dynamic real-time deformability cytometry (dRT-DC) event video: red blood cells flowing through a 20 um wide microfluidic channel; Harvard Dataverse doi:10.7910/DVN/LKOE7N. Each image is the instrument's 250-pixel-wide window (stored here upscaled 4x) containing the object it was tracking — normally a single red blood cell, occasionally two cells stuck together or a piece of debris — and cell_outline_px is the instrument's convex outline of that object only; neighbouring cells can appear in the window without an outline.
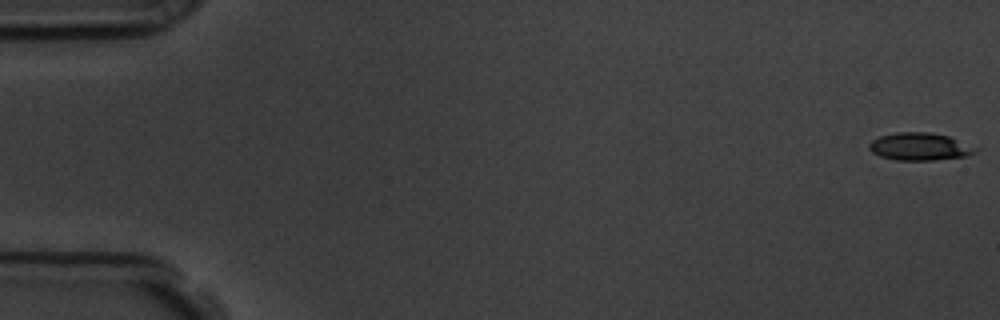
{"species": "common noctule bat (a hibernating species)", "species_latin": "Nyctalus noctula", "temperature_condition": "room temperature", "stored_images_in_passage": 57, "camera_frame_rate_fps": 3000, "um_per_image_px": 0.085, "animal": {"sex": "male", "body_mass_g": 19.5, "forearm_length_mm": 54.6}, "frame": {"image": 1, "passage_image": 1, "time_ms": 0.0, "image_size_px": [1000, 320], "cell_outline_px": [[980, 148], [976, 152], [968, 156], [936, 160], [896, 160], [880, 156], [872, 152], [868, 148], [868, 144], [872, 140], [880, 136], [896, 132], [928, 132], [948, 136]], "centroid_in_image_um": [78.19, 12.46], "position_along_channel_um": 6.8, "area_um2": 17.22}}
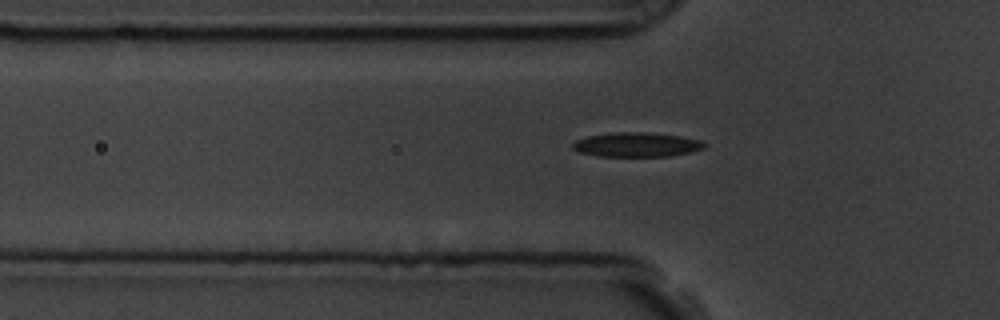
{"frame": {"image": 2, "passage_image": 19, "time_ms": 6.0, "image_size_px": [1000, 320], "cell_outline_px": [[708, 144], [704, 148], [688, 152], [668, 156], [600, 156], [580, 152], [572, 148], [572, 144], [576, 140], [588, 136], [616, 132], [648, 132], [680, 136], [700, 140]], "centroid_in_image_um": [54.12, 12.29], "position_along_channel_um": 71.7, "area_um2": 18.55}}
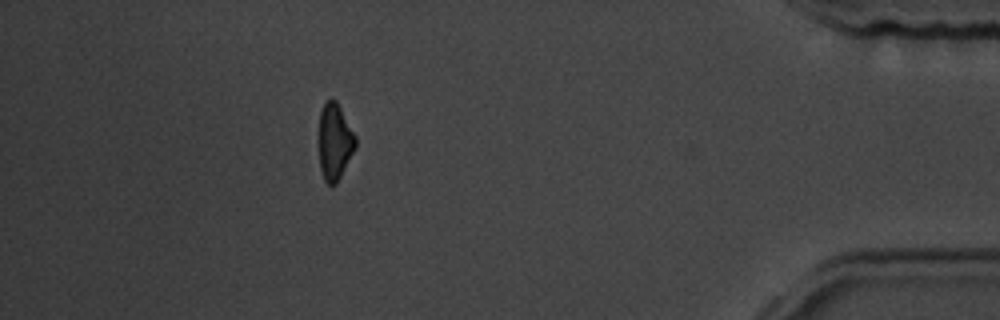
{"frame": {"image": 3, "passage_image": 51, "time_ms": 16.667, "image_size_px": [1000, 320], "cell_outline_px": [[356, 148], [336, 184], [328, 184], [324, 180], [320, 168], [320, 112], [324, 100], [336, 100], [356, 136]], "centroid_in_image_um": [28.46, 12.04], "position_along_channel_um": 406.7, "area_um2": 16.13}, "authors_computed_cell_mechanics": {"area_um2": 17.8024, "velocity_mm_per_s": 3.6131, "shape_relaxation_time_tau1_ms": 3.5654, "shape_relaxation_time_tau2_ms": null, "deformation_change_tau1": 0.1425, "deformation_change_tau2": null}}